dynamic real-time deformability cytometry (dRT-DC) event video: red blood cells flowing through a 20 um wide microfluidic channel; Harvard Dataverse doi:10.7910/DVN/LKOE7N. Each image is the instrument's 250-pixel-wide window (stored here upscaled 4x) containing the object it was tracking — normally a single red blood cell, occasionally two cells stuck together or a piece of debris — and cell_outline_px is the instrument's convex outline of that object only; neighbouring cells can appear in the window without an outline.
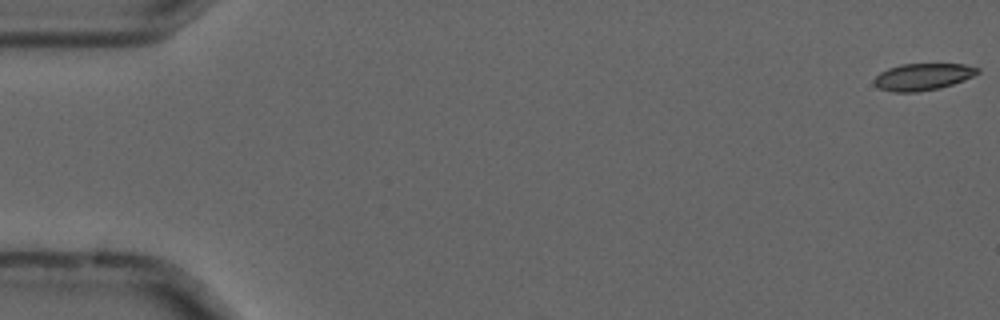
{"species": "common noctule bat (a hibernating species)", "species_latin": "Nyctalus noctula", "temperature_condition": "cold", "stored_images_in_passage": 7, "camera_frame_rate_fps": 3000, "um_per_image_px": 0.085, "animal": {"sex": "male", "forearm_length_mm": 52.5}, "frame": {"image": 1, "passage_image": 1, "time_ms": 0.0, "image_size_px": [1000, 320], "cell_outline_px": [[980, 72], [964, 80], [940, 88], [916, 92], [892, 92], [880, 88], [872, 80], [880, 72], [888, 68], [900, 64], [964, 64], [980, 68]], "centroid_in_image_um": [78.44, 6.52], "position_along_channel_um": 6.6, "area_um2": 16.18}}